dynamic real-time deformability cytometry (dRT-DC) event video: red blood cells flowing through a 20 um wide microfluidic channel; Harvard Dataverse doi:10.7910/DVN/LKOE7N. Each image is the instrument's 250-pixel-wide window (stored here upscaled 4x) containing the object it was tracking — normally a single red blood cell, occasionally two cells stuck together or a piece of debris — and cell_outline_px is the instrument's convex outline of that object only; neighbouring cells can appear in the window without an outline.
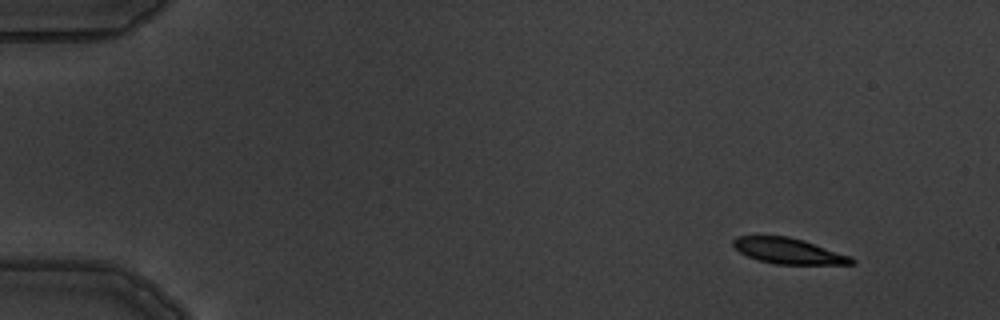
{"species": "common noctule bat (a hibernating species)", "species_latin": "Nyctalus noctula", "temperature_condition": "warm", "stored_images_in_passage": 11, "camera_frame_rate_fps": 3000, "um_per_image_px": 0.085, "animal": {"sex": "male", "body_mass_g": 19.5, "forearm_length_mm": 54.6}, "frame": {"image": 1, "passage_image": 2, "time_ms": 1.333, "image_size_px": [1000, 320], "cell_outline_px": [[856, 264], [776, 264], [760, 260], [748, 256], [740, 252], [732, 244], [732, 240], [736, 236], [788, 236], [804, 240], [852, 256], [856, 260]], "centroid_in_image_um": [67.07, 21.33], "position_along_channel_um": 17.9, "area_um2": 17.74}}
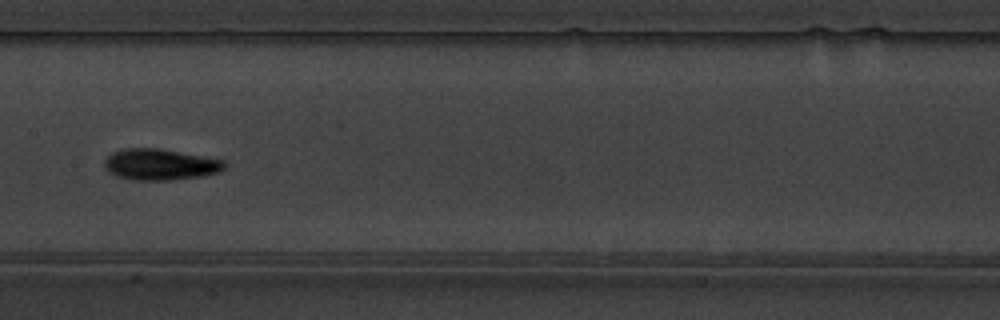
{"frame": {"image": 2, "passage_image": 8, "time_ms": 9.0, "image_size_px": [1000, 320], "cell_outline_px": [[228, 164], [220, 172], [204, 176], [168, 180], [136, 180], [116, 176], [108, 172], [104, 168], [104, 160], [112, 152], [124, 148], [160, 148], [224, 160]], "centroid_in_image_um": [13.62, 13.98], "position_along_channel_um": 193.8, "area_um2": 22.02}}
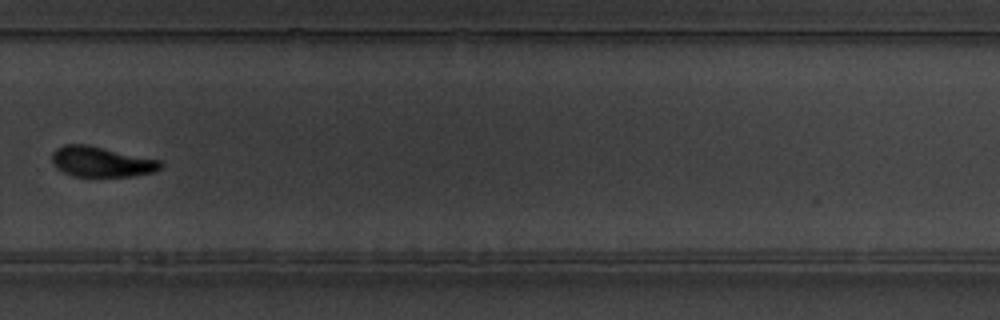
{"frame": {"image": 3, "passage_image": 11, "time_ms": 12.333, "image_size_px": [1000, 320], "cell_outline_px": [[164, 164], [160, 168], [152, 172], [136, 176], [72, 176], [56, 168], [52, 164], [52, 152], [56, 148], [64, 144], [88, 144], [160, 160]], "centroid_in_image_um": [8.59, 13.74], "position_along_channel_um": 321.2, "area_um2": 19.31}}